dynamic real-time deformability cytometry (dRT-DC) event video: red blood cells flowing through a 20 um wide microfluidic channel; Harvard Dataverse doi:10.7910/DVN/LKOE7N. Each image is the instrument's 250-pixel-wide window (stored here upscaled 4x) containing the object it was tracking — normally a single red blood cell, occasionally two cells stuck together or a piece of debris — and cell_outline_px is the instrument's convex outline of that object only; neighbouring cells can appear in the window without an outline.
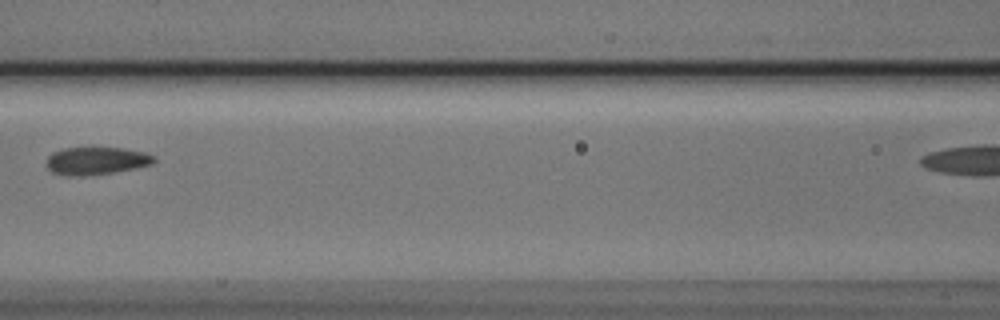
{"species": "Egyptian fruit bat (a non-hibernating species)", "species_latin": "Rousettus aegyptiacus", "temperature_condition": "cold", "stored_images_in_passage": 5, "camera_frame_rate_fps": 3000, "um_per_image_px": 0.085, "animal": {"sex": "male"}, "frame": {"image": 1, "passage_image": 4, "time_ms": 1.0, "image_size_px": [1000, 320], "cell_outline_px": [[156, 160], [152, 164], [136, 168], [112, 172], [80, 176], [68, 176], [52, 172], [48, 168], [48, 156], [52, 152], [64, 148], [92, 144], [124, 148], [148, 152], [156, 156]], "centroid_in_image_um": [8.22, 13.6], "position_along_channel_um": 158.4, "area_um2": 18.21}}
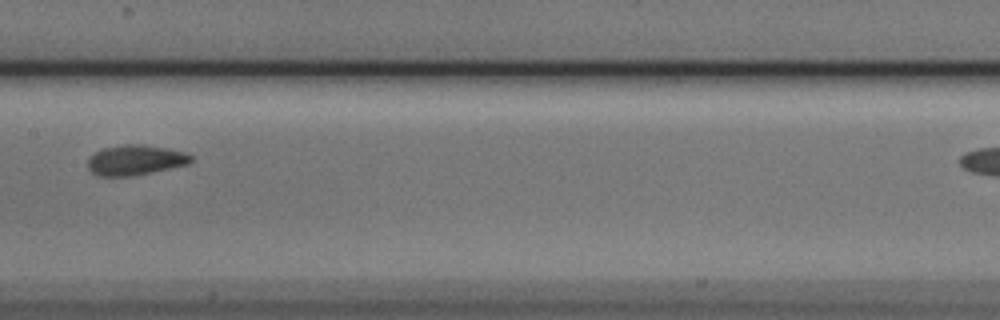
{"frame": {"image": 2, "passage_image": 5, "time_ms": 1.333, "image_size_px": [1000, 320], "cell_outline_px": [[192, 160], [188, 164], [128, 176], [100, 176], [92, 172], [88, 168], [88, 160], [96, 152], [104, 148], [124, 144], [140, 144], [168, 148], [184, 152], [192, 156]], "centroid_in_image_um": [11.5, 13.59], "position_along_channel_um": 195.9, "area_um2": 17.74}}